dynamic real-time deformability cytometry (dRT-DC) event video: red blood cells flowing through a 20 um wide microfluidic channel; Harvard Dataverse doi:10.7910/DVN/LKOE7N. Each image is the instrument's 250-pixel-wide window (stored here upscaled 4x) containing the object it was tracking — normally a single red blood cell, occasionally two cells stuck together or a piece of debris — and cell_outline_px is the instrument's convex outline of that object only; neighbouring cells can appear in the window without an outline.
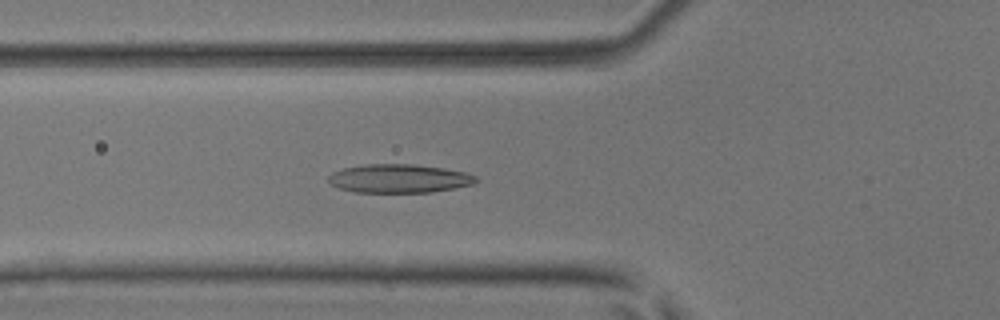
{"species": "common noctule bat (a hibernating species)", "species_latin": "Nyctalus noctula", "temperature_condition": "room temperature", "stored_images_in_passage": 38, "camera_frame_rate_fps": 3000, "um_per_image_px": 0.085, "animal": {"sex": "male", "body_mass_g": 17.9, "forearm_length_mm": 54.2}, "frame": {"image": 1, "passage_image": 8, "time_ms": 2.333, "image_size_px": [1000, 320], "cell_outline_px": [[480, 180], [472, 184], [432, 192], [356, 192], [340, 188], [332, 184], [328, 180], [328, 176], [332, 172], [344, 168], [364, 164], [416, 164], [444, 168], [464, 172], [476, 176]], "centroid_in_image_um": [33.93, 15.16], "position_along_channel_um": 91.9, "area_um2": 24.51}}
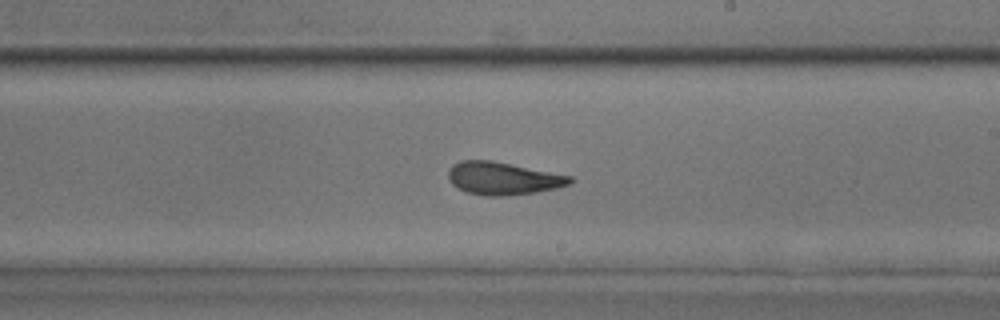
{"frame": {"image": 2, "passage_image": 20, "time_ms": 6.333, "image_size_px": [1000, 320], "cell_outline_px": [[572, 184], [556, 188], [536, 192], [508, 196], [484, 196], [464, 192], [452, 184], [448, 180], [448, 172], [452, 164], [460, 160], [492, 160], [572, 176]], "centroid_in_image_um": [42.72, 15.17], "position_along_channel_um": 246.3, "area_um2": 23.47}}
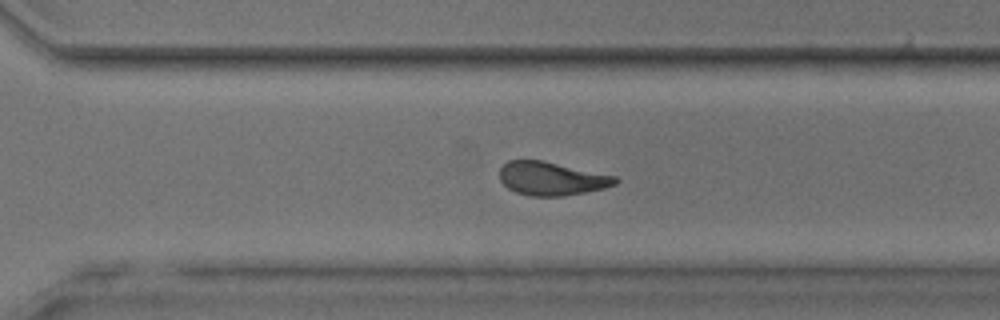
{"frame": {"image": 3, "passage_image": 26, "time_ms": 8.333, "image_size_px": [1000, 320], "cell_outline_px": [[620, 180], [616, 184], [604, 188], [564, 196], [528, 196], [516, 192], [508, 188], [500, 180], [500, 168], [508, 160], [544, 160], [616, 176]], "centroid_in_image_um": [46.89, 15.17], "position_along_channel_um": 323.7, "area_um2": 22.66}, "authors_computed_cell_mechanics": {"area_um2": 22.7732, "velocity_mm_per_s": 3.8686, "shape_relaxation_time_tau1_ms": 6.9726, "shape_relaxation_time_tau2_ms": 2.3947, "deformation_change_tau1": 0.2082, "deformation_change_tau2": 0.0942}}